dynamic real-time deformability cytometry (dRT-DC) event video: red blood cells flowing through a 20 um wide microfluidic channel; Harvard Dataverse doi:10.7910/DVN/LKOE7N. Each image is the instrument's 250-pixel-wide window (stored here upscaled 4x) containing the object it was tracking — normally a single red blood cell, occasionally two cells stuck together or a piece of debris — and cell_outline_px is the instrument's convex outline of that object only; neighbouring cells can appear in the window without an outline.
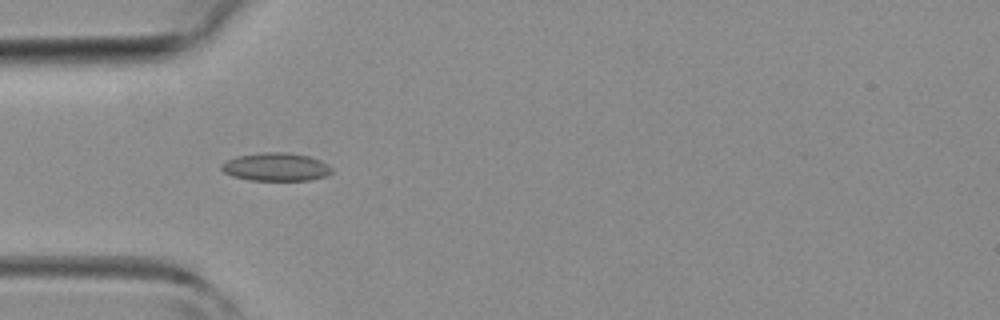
{"species": "common noctule bat (a hibernating species)", "species_latin": "Nyctalus noctula", "temperature_condition": "room temperature", "stored_images_in_passage": 4, "camera_frame_rate_fps": 3000, "um_per_image_px": 0.085, "animal": {"sex": "female", "body_mass_g": 19.3, "forearm_length_mm": 54.1}, "frame": {"image": 1, "passage_image": 4, "time_ms": 3.333, "image_size_px": [1000, 320], "cell_outline_px": [[332, 172], [324, 176], [308, 180], [252, 180], [232, 176], [224, 172], [220, 168], [220, 164], [236, 156], [264, 152], [288, 152], [308, 156], [320, 160], [328, 164], [332, 168]], "centroid_in_image_um": [23.44, 14.18], "position_along_channel_um": 61.6, "area_um2": 18.03}}